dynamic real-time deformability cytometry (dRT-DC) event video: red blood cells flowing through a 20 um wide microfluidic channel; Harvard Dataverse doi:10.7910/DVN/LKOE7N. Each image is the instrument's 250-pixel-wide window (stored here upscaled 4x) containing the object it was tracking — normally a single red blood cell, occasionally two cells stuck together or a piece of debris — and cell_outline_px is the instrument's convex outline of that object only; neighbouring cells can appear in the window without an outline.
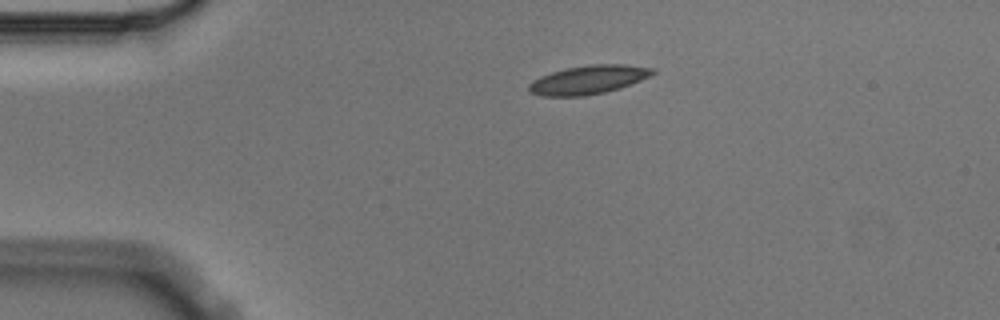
{"species": "Egyptian fruit bat (a non-hibernating species)", "species_latin": "Rousettus aegyptiacus", "temperature_condition": "cold", "stored_images_in_passage": 3, "segment_of_instrument_passage": [1, 2], "camera_frame_rate_fps": 3000, "um_per_image_px": 0.085, "animal": {"sex": "male"}, "frame": {"image": 1, "passage_image": 1, "time_ms": 0.0, "image_size_px": [1000, 320], "cell_outline_px": [[656, 72], [640, 80], [620, 88], [604, 92], [584, 96], [540, 96], [528, 92], [528, 84], [532, 80], [540, 76], [552, 72], [568, 68], [588, 64], [624, 64], [656, 68]], "centroid_in_image_um": [49.98, 6.78], "position_along_channel_um": 35.0, "area_um2": 20.75}}